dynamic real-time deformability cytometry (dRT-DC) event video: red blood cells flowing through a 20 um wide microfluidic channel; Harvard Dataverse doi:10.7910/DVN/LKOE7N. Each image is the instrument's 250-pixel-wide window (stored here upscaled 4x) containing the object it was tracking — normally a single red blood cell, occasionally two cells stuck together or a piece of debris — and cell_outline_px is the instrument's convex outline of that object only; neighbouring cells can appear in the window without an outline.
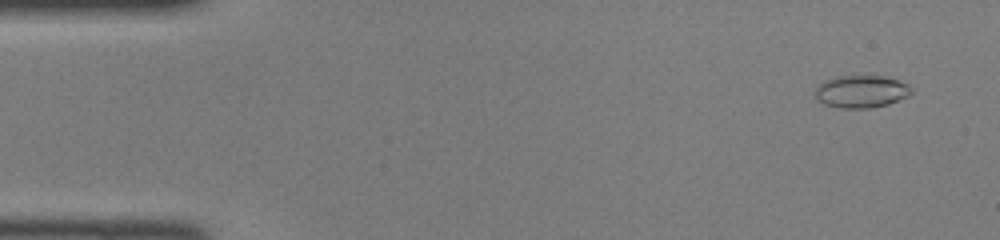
{"species": "common noctule bat (a hibernating species)", "species_latin": "Nyctalus noctula", "temperature_condition": "room temperature", "stored_images_in_passage": 44, "camera_frame_rate_fps": 3000, "um_per_image_px": 0.085, "animal": {"sex": "female", "body_mass_g": 22.0, "forearm_length_mm": 56.7}, "frame": {"image": 1, "passage_image": 1, "time_ms": 0.0, "image_size_px": [1000, 240], "cell_outline_px": [[912, 92], [908, 96], [888, 104], [868, 108], [840, 108], [824, 104], [812, 92], [824, 80], [836, 76], [884, 76], [908, 84], [912, 88]], "centroid_in_image_um": [73.19, 7.77], "position_along_channel_um": 11.8, "area_um2": 18.15}}
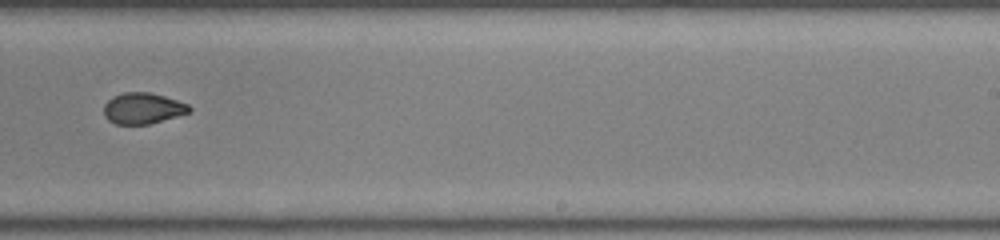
{"frame": {"image": 2, "passage_image": 27, "time_ms": 8.667, "image_size_px": [1000, 240], "cell_outline_px": [[192, 108], [188, 112], [176, 116], [148, 124], [116, 124], [108, 120], [104, 116], [104, 104], [112, 96], [124, 92], [148, 92], [164, 96], [188, 104]], "centroid_in_image_um": [12.1, 9.2], "position_along_channel_um": 276.9, "area_um2": 15.32}}
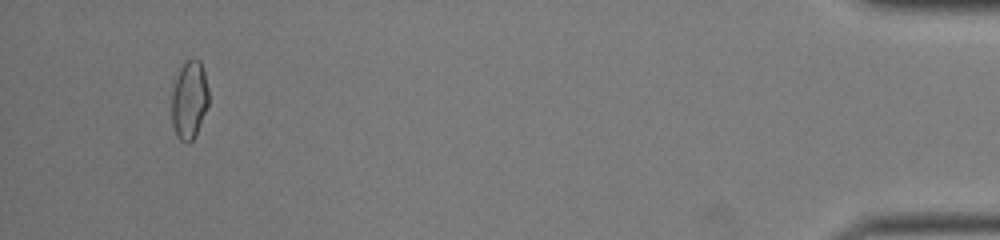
{"frame": {"image": 3, "passage_image": 42, "time_ms": 13.667, "image_size_px": [1000, 240], "cell_outline_px": [[208, 104], [196, 136], [188, 144], [180, 140], [176, 136], [172, 124], [172, 92], [180, 68], [184, 60], [192, 56], [200, 60], [204, 72], [208, 88]], "centroid_in_image_um": [16.09, 8.48], "position_along_channel_um": 419.1, "area_um2": 17.05}}